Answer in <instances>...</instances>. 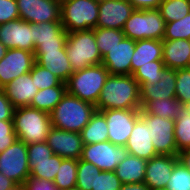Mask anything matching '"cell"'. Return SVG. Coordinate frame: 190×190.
Returning a JSON list of instances; mask_svg holds the SVG:
<instances>
[{
	"label": "cell",
	"mask_w": 190,
	"mask_h": 190,
	"mask_svg": "<svg viewBox=\"0 0 190 190\" xmlns=\"http://www.w3.org/2000/svg\"><path fill=\"white\" fill-rule=\"evenodd\" d=\"M141 109L140 85L132 75H110L96 104L97 111Z\"/></svg>",
	"instance_id": "1"
},
{
	"label": "cell",
	"mask_w": 190,
	"mask_h": 190,
	"mask_svg": "<svg viewBox=\"0 0 190 190\" xmlns=\"http://www.w3.org/2000/svg\"><path fill=\"white\" fill-rule=\"evenodd\" d=\"M95 112V105L66 92L50 113V118L53 127L80 133Z\"/></svg>",
	"instance_id": "2"
},
{
	"label": "cell",
	"mask_w": 190,
	"mask_h": 190,
	"mask_svg": "<svg viewBox=\"0 0 190 190\" xmlns=\"http://www.w3.org/2000/svg\"><path fill=\"white\" fill-rule=\"evenodd\" d=\"M14 131L26 145L45 142L52 126L50 114L30 106L15 108Z\"/></svg>",
	"instance_id": "3"
},
{
	"label": "cell",
	"mask_w": 190,
	"mask_h": 190,
	"mask_svg": "<svg viewBox=\"0 0 190 190\" xmlns=\"http://www.w3.org/2000/svg\"><path fill=\"white\" fill-rule=\"evenodd\" d=\"M65 49L73 72L99 65L102 62L94 29L68 33Z\"/></svg>",
	"instance_id": "4"
},
{
	"label": "cell",
	"mask_w": 190,
	"mask_h": 190,
	"mask_svg": "<svg viewBox=\"0 0 190 190\" xmlns=\"http://www.w3.org/2000/svg\"><path fill=\"white\" fill-rule=\"evenodd\" d=\"M109 71L102 64L73 72L66 82V90L79 99L96 106Z\"/></svg>",
	"instance_id": "5"
},
{
	"label": "cell",
	"mask_w": 190,
	"mask_h": 190,
	"mask_svg": "<svg viewBox=\"0 0 190 190\" xmlns=\"http://www.w3.org/2000/svg\"><path fill=\"white\" fill-rule=\"evenodd\" d=\"M99 0H67L61 4L60 21L67 33L96 28Z\"/></svg>",
	"instance_id": "6"
},
{
	"label": "cell",
	"mask_w": 190,
	"mask_h": 190,
	"mask_svg": "<svg viewBox=\"0 0 190 190\" xmlns=\"http://www.w3.org/2000/svg\"><path fill=\"white\" fill-rule=\"evenodd\" d=\"M166 22L158 9H135L122 29L125 37L132 40H163Z\"/></svg>",
	"instance_id": "7"
},
{
	"label": "cell",
	"mask_w": 190,
	"mask_h": 190,
	"mask_svg": "<svg viewBox=\"0 0 190 190\" xmlns=\"http://www.w3.org/2000/svg\"><path fill=\"white\" fill-rule=\"evenodd\" d=\"M140 117L147 123L150 138L155 151L160 155L178 156L174 138L175 120L162 118L149 113H140Z\"/></svg>",
	"instance_id": "8"
},
{
	"label": "cell",
	"mask_w": 190,
	"mask_h": 190,
	"mask_svg": "<svg viewBox=\"0 0 190 190\" xmlns=\"http://www.w3.org/2000/svg\"><path fill=\"white\" fill-rule=\"evenodd\" d=\"M27 145L16 140L0 153V172L16 184H22L30 177Z\"/></svg>",
	"instance_id": "9"
},
{
	"label": "cell",
	"mask_w": 190,
	"mask_h": 190,
	"mask_svg": "<svg viewBox=\"0 0 190 190\" xmlns=\"http://www.w3.org/2000/svg\"><path fill=\"white\" fill-rule=\"evenodd\" d=\"M128 155L124 146H118L110 141L84 145L81 159L93 163L101 171H115L117 165Z\"/></svg>",
	"instance_id": "10"
},
{
	"label": "cell",
	"mask_w": 190,
	"mask_h": 190,
	"mask_svg": "<svg viewBox=\"0 0 190 190\" xmlns=\"http://www.w3.org/2000/svg\"><path fill=\"white\" fill-rule=\"evenodd\" d=\"M141 109H110L100 111L107 122L108 141L118 146H126Z\"/></svg>",
	"instance_id": "11"
},
{
	"label": "cell",
	"mask_w": 190,
	"mask_h": 190,
	"mask_svg": "<svg viewBox=\"0 0 190 190\" xmlns=\"http://www.w3.org/2000/svg\"><path fill=\"white\" fill-rule=\"evenodd\" d=\"M35 62L33 52L8 49L0 61V89L17 77L30 72Z\"/></svg>",
	"instance_id": "12"
},
{
	"label": "cell",
	"mask_w": 190,
	"mask_h": 190,
	"mask_svg": "<svg viewBox=\"0 0 190 190\" xmlns=\"http://www.w3.org/2000/svg\"><path fill=\"white\" fill-rule=\"evenodd\" d=\"M0 42L8 49L35 52L31 23L21 18L0 24Z\"/></svg>",
	"instance_id": "13"
},
{
	"label": "cell",
	"mask_w": 190,
	"mask_h": 190,
	"mask_svg": "<svg viewBox=\"0 0 190 190\" xmlns=\"http://www.w3.org/2000/svg\"><path fill=\"white\" fill-rule=\"evenodd\" d=\"M20 18L29 23L60 21L61 5L53 0H16Z\"/></svg>",
	"instance_id": "14"
},
{
	"label": "cell",
	"mask_w": 190,
	"mask_h": 190,
	"mask_svg": "<svg viewBox=\"0 0 190 190\" xmlns=\"http://www.w3.org/2000/svg\"><path fill=\"white\" fill-rule=\"evenodd\" d=\"M46 142L53 153L61 158L79 160L82 156L83 141L79 132H70L52 127Z\"/></svg>",
	"instance_id": "15"
},
{
	"label": "cell",
	"mask_w": 190,
	"mask_h": 190,
	"mask_svg": "<svg viewBox=\"0 0 190 190\" xmlns=\"http://www.w3.org/2000/svg\"><path fill=\"white\" fill-rule=\"evenodd\" d=\"M134 10L128 0H99V16L96 27L122 30Z\"/></svg>",
	"instance_id": "16"
},
{
	"label": "cell",
	"mask_w": 190,
	"mask_h": 190,
	"mask_svg": "<svg viewBox=\"0 0 190 190\" xmlns=\"http://www.w3.org/2000/svg\"><path fill=\"white\" fill-rule=\"evenodd\" d=\"M136 41L124 37L102 57L101 64L110 75H131V62L134 55Z\"/></svg>",
	"instance_id": "17"
},
{
	"label": "cell",
	"mask_w": 190,
	"mask_h": 190,
	"mask_svg": "<svg viewBox=\"0 0 190 190\" xmlns=\"http://www.w3.org/2000/svg\"><path fill=\"white\" fill-rule=\"evenodd\" d=\"M178 156L156 155L147 160L144 183L149 189L166 188Z\"/></svg>",
	"instance_id": "18"
},
{
	"label": "cell",
	"mask_w": 190,
	"mask_h": 190,
	"mask_svg": "<svg viewBox=\"0 0 190 190\" xmlns=\"http://www.w3.org/2000/svg\"><path fill=\"white\" fill-rule=\"evenodd\" d=\"M35 61L66 83L73 74L65 47L62 50H35Z\"/></svg>",
	"instance_id": "19"
},
{
	"label": "cell",
	"mask_w": 190,
	"mask_h": 190,
	"mask_svg": "<svg viewBox=\"0 0 190 190\" xmlns=\"http://www.w3.org/2000/svg\"><path fill=\"white\" fill-rule=\"evenodd\" d=\"M176 70L165 68L161 80L156 84L140 85L141 109L150 101L157 99L175 98Z\"/></svg>",
	"instance_id": "20"
},
{
	"label": "cell",
	"mask_w": 190,
	"mask_h": 190,
	"mask_svg": "<svg viewBox=\"0 0 190 190\" xmlns=\"http://www.w3.org/2000/svg\"><path fill=\"white\" fill-rule=\"evenodd\" d=\"M125 147L128 154L145 160H150L158 155L152 144L148 125L141 117L136 120Z\"/></svg>",
	"instance_id": "21"
},
{
	"label": "cell",
	"mask_w": 190,
	"mask_h": 190,
	"mask_svg": "<svg viewBox=\"0 0 190 190\" xmlns=\"http://www.w3.org/2000/svg\"><path fill=\"white\" fill-rule=\"evenodd\" d=\"M14 108L30 106L39 89L33 82L30 72L12 80L2 88Z\"/></svg>",
	"instance_id": "22"
},
{
	"label": "cell",
	"mask_w": 190,
	"mask_h": 190,
	"mask_svg": "<svg viewBox=\"0 0 190 190\" xmlns=\"http://www.w3.org/2000/svg\"><path fill=\"white\" fill-rule=\"evenodd\" d=\"M163 63L166 68L183 69L190 67V45L189 40L175 39L162 40Z\"/></svg>",
	"instance_id": "23"
},
{
	"label": "cell",
	"mask_w": 190,
	"mask_h": 190,
	"mask_svg": "<svg viewBox=\"0 0 190 190\" xmlns=\"http://www.w3.org/2000/svg\"><path fill=\"white\" fill-rule=\"evenodd\" d=\"M162 40H137L131 62V75L143 65L154 64V61H163Z\"/></svg>",
	"instance_id": "24"
},
{
	"label": "cell",
	"mask_w": 190,
	"mask_h": 190,
	"mask_svg": "<svg viewBox=\"0 0 190 190\" xmlns=\"http://www.w3.org/2000/svg\"><path fill=\"white\" fill-rule=\"evenodd\" d=\"M147 160L128 154L127 157L117 165L115 174L122 184L143 183Z\"/></svg>",
	"instance_id": "25"
},
{
	"label": "cell",
	"mask_w": 190,
	"mask_h": 190,
	"mask_svg": "<svg viewBox=\"0 0 190 190\" xmlns=\"http://www.w3.org/2000/svg\"><path fill=\"white\" fill-rule=\"evenodd\" d=\"M31 30H33L35 49L41 43L66 42L68 36L61 21L31 23Z\"/></svg>",
	"instance_id": "26"
},
{
	"label": "cell",
	"mask_w": 190,
	"mask_h": 190,
	"mask_svg": "<svg viewBox=\"0 0 190 190\" xmlns=\"http://www.w3.org/2000/svg\"><path fill=\"white\" fill-rule=\"evenodd\" d=\"M80 134L84 145L108 141V126L104 115L96 110Z\"/></svg>",
	"instance_id": "27"
},
{
	"label": "cell",
	"mask_w": 190,
	"mask_h": 190,
	"mask_svg": "<svg viewBox=\"0 0 190 190\" xmlns=\"http://www.w3.org/2000/svg\"><path fill=\"white\" fill-rule=\"evenodd\" d=\"M183 111V103H181L177 98H160L148 102L140 110V113H149L162 118L175 120Z\"/></svg>",
	"instance_id": "28"
},
{
	"label": "cell",
	"mask_w": 190,
	"mask_h": 190,
	"mask_svg": "<svg viewBox=\"0 0 190 190\" xmlns=\"http://www.w3.org/2000/svg\"><path fill=\"white\" fill-rule=\"evenodd\" d=\"M66 92V85L39 90L33 98L30 107L50 114Z\"/></svg>",
	"instance_id": "29"
},
{
	"label": "cell",
	"mask_w": 190,
	"mask_h": 190,
	"mask_svg": "<svg viewBox=\"0 0 190 190\" xmlns=\"http://www.w3.org/2000/svg\"><path fill=\"white\" fill-rule=\"evenodd\" d=\"M64 158L53 154L48 160L43 162H29L30 177L54 181Z\"/></svg>",
	"instance_id": "30"
},
{
	"label": "cell",
	"mask_w": 190,
	"mask_h": 190,
	"mask_svg": "<svg viewBox=\"0 0 190 190\" xmlns=\"http://www.w3.org/2000/svg\"><path fill=\"white\" fill-rule=\"evenodd\" d=\"M76 181L77 160L64 158L54 178V184L58 187V190H64L76 187Z\"/></svg>",
	"instance_id": "31"
},
{
	"label": "cell",
	"mask_w": 190,
	"mask_h": 190,
	"mask_svg": "<svg viewBox=\"0 0 190 190\" xmlns=\"http://www.w3.org/2000/svg\"><path fill=\"white\" fill-rule=\"evenodd\" d=\"M158 10L166 23L177 21L190 12V0H163Z\"/></svg>",
	"instance_id": "32"
},
{
	"label": "cell",
	"mask_w": 190,
	"mask_h": 190,
	"mask_svg": "<svg viewBox=\"0 0 190 190\" xmlns=\"http://www.w3.org/2000/svg\"><path fill=\"white\" fill-rule=\"evenodd\" d=\"M94 35L102 57L125 37L122 30L99 27L94 28Z\"/></svg>",
	"instance_id": "33"
},
{
	"label": "cell",
	"mask_w": 190,
	"mask_h": 190,
	"mask_svg": "<svg viewBox=\"0 0 190 190\" xmlns=\"http://www.w3.org/2000/svg\"><path fill=\"white\" fill-rule=\"evenodd\" d=\"M101 170L93 163L86 162L81 158L77 160L76 187L81 190H95L96 176Z\"/></svg>",
	"instance_id": "34"
},
{
	"label": "cell",
	"mask_w": 190,
	"mask_h": 190,
	"mask_svg": "<svg viewBox=\"0 0 190 190\" xmlns=\"http://www.w3.org/2000/svg\"><path fill=\"white\" fill-rule=\"evenodd\" d=\"M164 66L163 61H154V64H147L137 69L132 76L141 84H156L161 80Z\"/></svg>",
	"instance_id": "35"
},
{
	"label": "cell",
	"mask_w": 190,
	"mask_h": 190,
	"mask_svg": "<svg viewBox=\"0 0 190 190\" xmlns=\"http://www.w3.org/2000/svg\"><path fill=\"white\" fill-rule=\"evenodd\" d=\"M174 138L178 152L190 149V114L185 111L175 119Z\"/></svg>",
	"instance_id": "36"
},
{
	"label": "cell",
	"mask_w": 190,
	"mask_h": 190,
	"mask_svg": "<svg viewBox=\"0 0 190 190\" xmlns=\"http://www.w3.org/2000/svg\"><path fill=\"white\" fill-rule=\"evenodd\" d=\"M30 75L39 90L57 87L58 85H66V83L62 82L57 76L36 62L32 66Z\"/></svg>",
	"instance_id": "37"
},
{
	"label": "cell",
	"mask_w": 190,
	"mask_h": 190,
	"mask_svg": "<svg viewBox=\"0 0 190 190\" xmlns=\"http://www.w3.org/2000/svg\"><path fill=\"white\" fill-rule=\"evenodd\" d=\"M190 40V12L180 20L166 23L163 40Z\"/></svg>",
	"instance_id": "38"
},
{
	"label": "cell",
	"mask_w": 190,
	"mask_h": 190,
	"mask_svg": "<svg viewBox=\"0 0 190 190\" xmlns=\"http://www.w3.org/2000/svg\"><path fill=\"white\" fill-rule=\"evenodd\" d=\"M166 188L168 190H190V171L180 161L175 164Z\"/></svg>",
	"instance_id": "39"
},
{
	"label": "cell",
	"mask_w": 190,
	"mask_h": 190,
	"mask_svg": "<svg viewBox=\"0 0 190 190\" xmlns=\"http://www.w3.org/2000/svg\"><path fill=\"white\" fill-rule=\"evenodd\" d=\"M175 98L181 103L190 100V67L176 70Z\"/></svg>",
	"instance_id": "40"
},
{
	"label": "cell",
	"mask_w": 190,
	"mask_h": 190,
	"mask_svg": "<svg viewBox=\"0 0 190 190\" xmlns=\"http://www.w3.org/2000/svg\"><path fill=\"white\" fill-rule=\"evenodd\" d=\"M28 162H43L48 160L54 153L47 142H38L27 145Z\"/></svg>",
	"instance_id": "41"
},
{
	"label": "cell",
	"mask_w": 190,
	"mask_h": 190,
	"mask_svg": "<svg viewBox=\"0 0 190 190\" xmlns=\"http://www.w3.org/2000/svg\"><path fill=\"white\" fill-rule=\"evenodd\" d=\"M121 185L114 171H101L96 176L95 190H119Z\"/></svg>",
	"instance_id": "42"
},
{
	"label": "cell",
	"mask_w": 190,
	"mask_h": 190,
	"mask_svg": "<svg viewBox=\"0 0 190 190\" xmlns=\"http://www.w3.org/2000/svg\"><path fill=\"white\" fill-rule=\"evenodd\" d=\"M17 139L13 121L0 120V153L11 146Z\"/></svg>",
	"instance_id": "43"
},
{
	"label": "cell",
	"mask_w": 190,
	"mask_h": 190,
	"mask_svg": "<svg viewBox=\"0 0 190 190\" xmlns=\"http://www.w3.org/2000/svg\"><path fill=\"white\" fill-rule=\"evenodd\" d=\"M20 18L16 0H0V24Z\"/></svg>",
	"instance_id": "44"
},
{
	"label": "cell",
	"mask_w": 190,
	"mask_h": 190,
	"mask_svg": "<svg viewBox=\"0 0 190 190\" xmlns=\"http://www.w3.org/2000/svg\"><path fill=\"white\" fill-rule=\"evenodd\" d=\"M23 186L25 190H58V187L54 184L53 181L36 179L33 177H29L23 183Z\"/></svg>",
	"instance_id": "45"
},
{
	"label": "cell",
	"mask_w": 190,
	"mask_h": 190,
	"mask_svg": "<svg viewBox=\"0 0 190 190\" xmlns=\"http://www.w3.org/2000/svg\"><path fill=\"white\" fill-rule=\"evenodd\" d=\"M14 109L15 108L5 95L4 91L0 89V120L13 121Z\"/></svg>",
	"instance_id": "46"
},
{
	"label": "cell",
	"mask_w": 190,
	"mask_h": 190,
	"mask_svg": "<svg viewBox=\"0 0 190 190\" xmlns=\"http://www.w3.org/2000/svg\"><path fill=\"white\" fill-rule=\"evenodd\" d=\"M134 9H158L163 0H128Z\"/></svg>",
	"instance_id": "47"
},
{
	"label": "cell",
	"mask_w": 190,
	"mask_h": 190,
	"mask_svg": "<svg viewBox=\"0 0 190 190\" xmlns=\"http://www.w3.org/2000/svg\"><path fill=\"white\" fill-rule=\"evenodd\" d=\"M66 42L41 43L35 50H62Z\"/></svg>",
	"instance_id": "48"
},
{
	"label": "cell",
	"mask_w": 190,
	"mask_h": 190,
	"mask_svg": "<svg viewBox=\"0 0 190 190\" xmlns=\"http://www.w3.org/2000/svg\"><path fill=\"white\" fill-rule=\"evenodd\" d=\"M119 190H149L148 186L143 183L122 184Z\"/></svg>",
	"instance_id": "49"
},
{
	"label": "cell",
	"mask_w": 190,
	"mask_h": 190,
	"mask_svg": "<svg viewBox=\"0 0 190 190\" xmlns=\"http://www.w3.org/2000/svg\"><path fill=\"white\" fill-rule=\"evenodd\" d=\"M178 159L190 171V149L180 151L178 153Z\"/></svg>",
	"instance_id": "50"
},
{
	"label": "cell",
	"mask_w": 190,
	"mask_h": 190,
	"mask_svg": "<svg viewBox=\"0 0 190 190\" xmlns=\"http://www.w3.org/2000/svg\"><path fill=\"white\" fill-rule=\"evenodd\" d=\"M16 183L11 180L10 178H7L5 175H3L0 172V190H8L9 188L13 187Z\"/></svg>",
	"instance_id": "51"
},
{
	"label": "cell",
	"mask_w": 190,
	"mask_h": 190,
	"mask_svg": "<svg viewBox=\"0 0 190 190\" xmlns=\"http://www.w3.org/2000/svg\"><path fill=\"white\" fill-rule=\"evenodd\" d=\"M8 48L0 42V61L6 55Z\"/></svg>",
	"instance_id": "52"
},
{
	"label": "cell",
	"mask_w": 190,
	"mask_h": 190,
	"mask_svg": "<svg viewBox=\"0 0 190 190\" xmlns=\"http://www.w3.org/2000/svg\"><path fill=\"white\" fill-rule=\"evenodd\" d=\"M183 110L190 114V100L186 101L185 103H183Z\"/></svg>",
	"instance_id": "53"
},
{
	"label": "cell",
	"mask_w": 190,
	"mask_h": 190,
	"mask_svg": "<svg viewBox=\"0 0 190 190\" xmlns=\"http://www.w3.org/2000/svg\"><path fill=\"white\" fill-rule=\"evenodd\" d=\"M8 190H25L22 184H15L13 187L9 188Z\"/></svg>",
	"instance_id": "54"
},
{
	"label": "cell",
	"mask_w": 190,
	"mask_h": 190,
	"mask_svg": "<svg viewBox=\"0 0 190 190\" xmlns=\"http://www.w3.org/2000/svg\"><path fill=\"white\" fill-rule=\"evenodd\" d=\"M53 1H55L61 5L62 3L66 2L67 0H53Z\"/></svg>",
	"instance_id": "55"
},
{
	"label": "cell",
	"mask_w": 190,
	"mask_h": 190,
	"mask_svg": "<svg viewBox=\"0 0 190 190\" xmlns=\"http://www.w3.org/2000/svg\"><path fill=\"white\" fill-rule=\"evenodd\" d=\"M149 190H168L167 188H154V189H149Z\"/></svg>",
	"instance_id": "56"
},
{
	"label": "cell",
	"mask_w": 190,
	"mask_h": 190,
	"mask_svg": "<svg viewBox=\"0 0 190 190\" xmlns=\"http://www.w3.org/2000/svg\"><path fill=\"white\" fill-rule=\"evenodd\" d=\"M64 190H81V189H79V188H77V187H74V188L64 189Z\"/></svg>",
	"instance_id": "57"
}]
</instances>
